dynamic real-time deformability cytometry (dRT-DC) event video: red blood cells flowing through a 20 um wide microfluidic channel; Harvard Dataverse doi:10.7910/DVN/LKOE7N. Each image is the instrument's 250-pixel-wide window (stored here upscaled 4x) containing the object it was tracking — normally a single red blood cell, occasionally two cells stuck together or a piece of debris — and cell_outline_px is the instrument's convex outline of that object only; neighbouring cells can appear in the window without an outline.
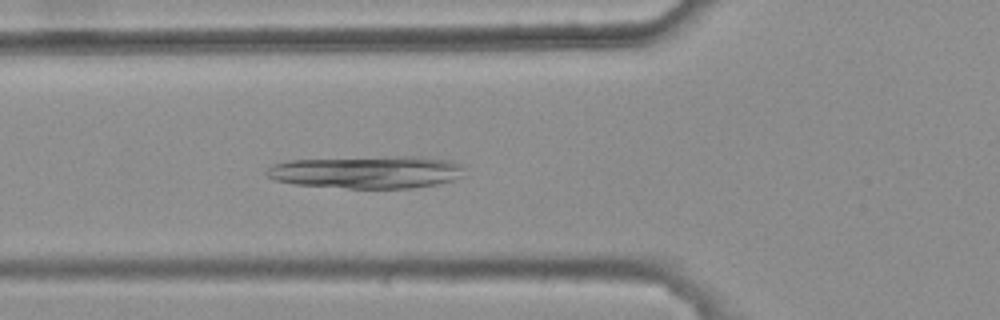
{"species": "common noctule bat (a hibernating species)", "species_latin": "Nyctalus noctula", "temperature_condition": "warm", "stored_images_in_passage": 47, "camera_frame_rate_fps": 3000, "um_per_image_px": 0.085, "animal": {"sex": "female", "body_mass_g": 25.1}, "frame": {"image": 1, "passage_image": 20, "time_ms": 6.333, "image_size_px": [1000, 320], "cell_outline_px": [[464, 176], [452, 180], [436, 184], [412, 188], [348, 188], [296, 184], [276, 180], [268, 176], [264, 172], [272, 164], [288, 160], [396, 156], [416, 156], [452, 160], [460, 164]], "centroid_in_image_um": [31.2, 14.62], "position_along_channel_um": 94.6, "area_um2": 37.51}}
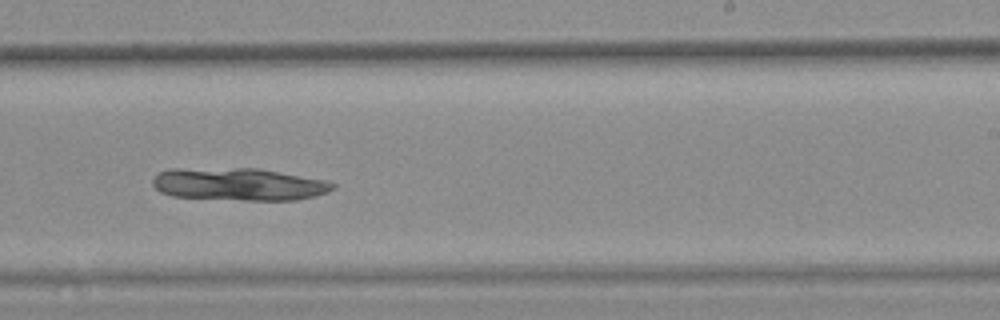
{"frame": {"image": 2, "passage_image": 34, "time_ms": 11.0, "image_size_px": [1000, 320], "cell_outline_px": [[336, 188], [328, 192], [296, 200], [244, 200], [172, 196], [160, 192], [152, 184], [152, 180], [160, 172], [168, 168], [260, 168], [324, 180], [336, 184]], "centroid_in_image_um": [20.28, 15.65], "position_along_channel_um": 268.7, "area_um2": 34.22}}
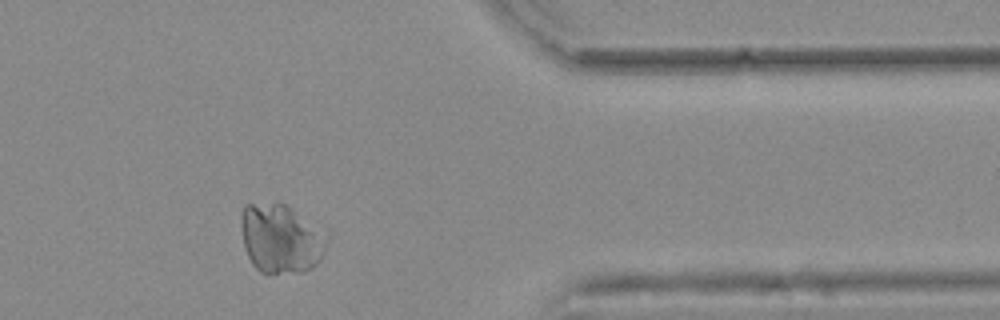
{"frame": {"image": 3, "passage_image": 45, "time_ms": 14.667, "image_size_px": [1000, 320], "cell_outline_px": [[328, 236], [324, 252], [320, 260], [312, 268], [300, 272], [268, 276], [260, 272], [252, 264], [244, 248], [240, 224], [240, 216], [244, 204], [276, 200], [280, 200]], "centroid_in_image_um": [23.8, 20.29], "position_along_channel_um": 387.6, "area_um2": 35.26}}